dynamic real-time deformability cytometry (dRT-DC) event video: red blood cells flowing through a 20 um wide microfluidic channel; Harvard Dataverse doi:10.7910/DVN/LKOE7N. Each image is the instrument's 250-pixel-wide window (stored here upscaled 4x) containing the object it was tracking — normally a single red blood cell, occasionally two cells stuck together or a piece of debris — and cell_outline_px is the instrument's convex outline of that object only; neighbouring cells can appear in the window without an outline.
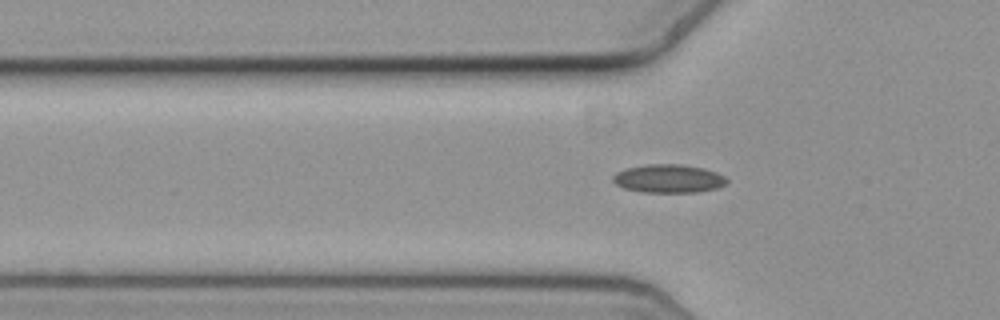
{"species": "common noctule bat (a hibernating species)", "species_latin": "Nyctalus noctula", "temperature_condition": "cold", "stored_images_in_passage": 43, "camera_frame_rate_fps": 3000, "um_per_image_px": 0.085, "animal": {"sex": "female", "body_mass_g": 19.3, "forearm_length_mm": 54.1}, "frame": {"image": 1, "passage_image": 11, "time_ms": 3.333, "image_size_px": [1000, 320], "cell_outline_px": [[728, 180], [724, 184], [716, 188], [696, 192], [644, 192], [624, 188], [616, 184], [612, 180], [612, 176], [616, 172], [624, 168], [644, 164], [680, 164], [704, 168], [716, 172], [724, 176]], "centroid_in_image_um": [56.78, 15.17], "position_along_channel_um": 69.0, "area_um2": 18.84}}
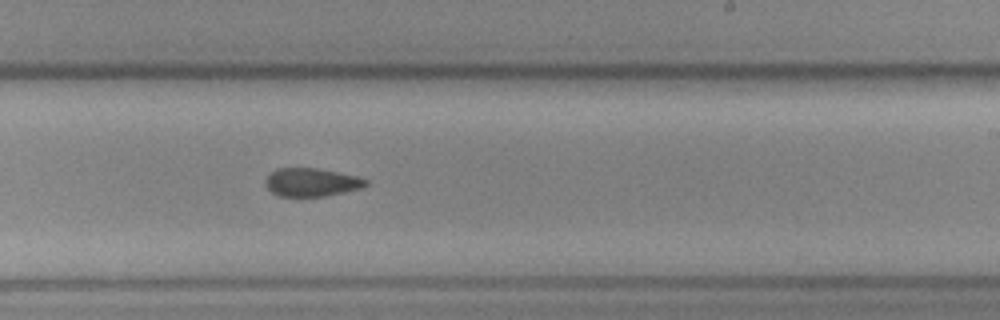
{"frame": {"image": 2, "passage_image": 27, "time_ms": 8.667, "image_size_px": [1000, 320], "cell_outline_px": [[368, 184], [360, 188], [344, 192], [324, 196], [276, 196], [264, 184], [264, 180], [276, 168], [316, 168], [356, 176], [368, 180]], "centroid_in_image_um": [26.44, 15.49], "position_along_channel_um": 262.6, "area_um2": 16.42}}
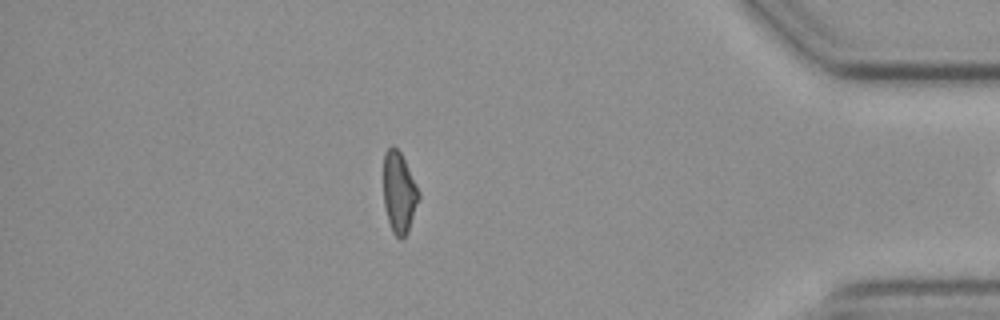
{"frame": {"image": 3, "passage_image": 42, "time_ms": 13.667, "image_size_px": [1000, 320], "cell_outline_px": [[420, 196], [408, 232], [400, 240], [392, 232], [388, 220], [384, 204], [384, 152], [392, 144], [400, 152], [420, 192]], "centroid_in_image_um": [33.92, 16.37], "position_along_channel_um": 401.3, "area_um2": 16.53}}